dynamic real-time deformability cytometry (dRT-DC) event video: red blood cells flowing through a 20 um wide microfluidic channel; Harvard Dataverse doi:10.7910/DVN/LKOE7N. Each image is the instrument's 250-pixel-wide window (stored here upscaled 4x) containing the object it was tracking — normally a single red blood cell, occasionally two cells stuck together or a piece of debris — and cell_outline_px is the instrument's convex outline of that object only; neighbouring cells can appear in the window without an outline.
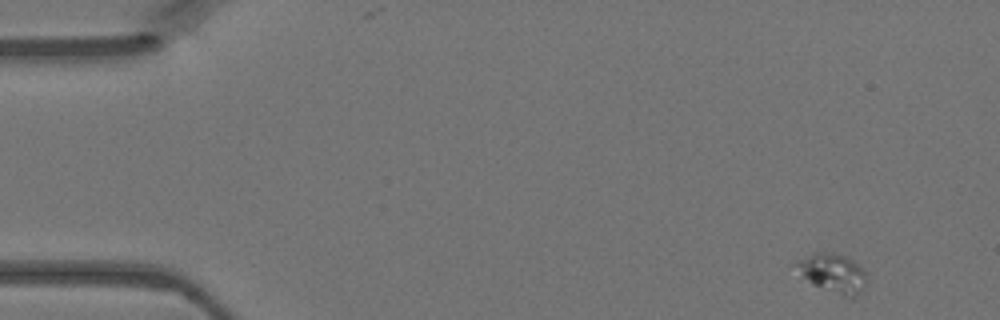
{"species": "Egyptian fruit bat (a non-hibernating species)", "species_latin": "Rousettus aegyptiacus", "temperature_condition": "warm", "stored_images_in_passage": 23, "camera_frame_rate_fps": 3000, "um_per_image_px": 0.085, "animal": {"sex": "female"}, "frame": {"image": 1, "passage_image": 1, "time_ms": 0.0, "image_size_px": [1000, 320], "cell_outline_px": [[868, 276], [860, 288], [856, 292], [848, 296], [844, 296], [812, 284], [792, 264], [796, 260], [816, 252], [824, 252], [844, 256], [852, 260], [868, 272]], "centroid_in_image_um": [70.75, 23.16], "position_along_channel_um": 14.3, "area_um2": 15.37}}
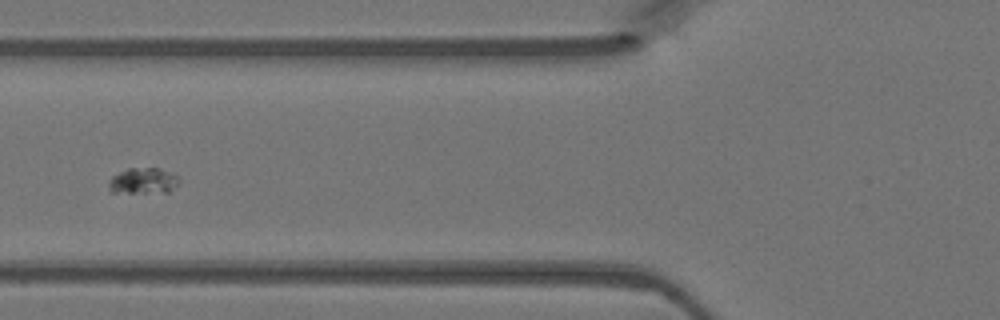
{"frame": {"image": 2, "passage_image": 16, "time_ms": 5.0, "image_size_px": [1000, 320], "cell_outline_px": [[180, 184], [168, 192], [112, 192], [108, 188], [108, 180], [112, 176], [128, 168], [160, 168], [172, 172], [180, 180]], "centroid_in_image_um": [12.19, 15.36], "position_along_channel_um": 113.6, "area_um2": 10.69}}
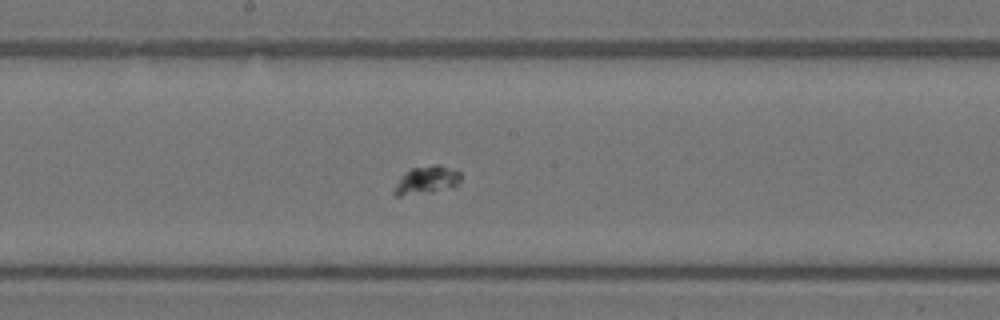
{"frame": {"image": 3, "passage_image": 23, "time_ms": 7.333, "image_size_px": [1000, 320], "cell_outline_px": [[460, 180], [452, 188], [432, 192], [400, 196], [396, 196], [392, 192], [400, 180], [412, 168], [432, 164], [440, 164], [460, 172]], "centroid_in_image_um": [36.3, 15.31], "position_along_channel_um": 211.9, "area_um2": 10.64}}